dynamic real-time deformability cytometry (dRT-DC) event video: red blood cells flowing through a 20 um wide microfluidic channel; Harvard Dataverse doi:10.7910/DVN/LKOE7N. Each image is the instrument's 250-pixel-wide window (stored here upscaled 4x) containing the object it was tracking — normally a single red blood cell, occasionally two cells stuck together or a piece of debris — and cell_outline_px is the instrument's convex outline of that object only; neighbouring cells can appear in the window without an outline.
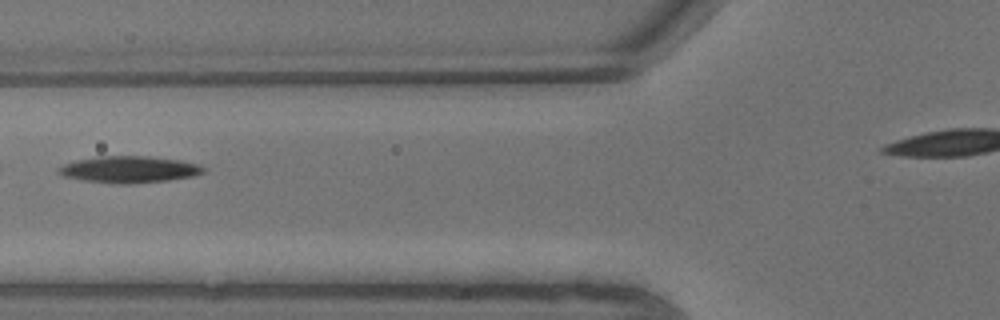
{"species": "common noctule bat (a hibernating species)", "species_latin": "Nyctalus noctula", "temperature_condition": "warm", "stored_images_in_passage": 10, "camera_frame_rate_fps": 3000, "um_per_image_px": 0.085, "animal": {"sex": "male", "body_mass_g": 13.3}, "frame": {"image": 1, "passage_image": 7, "time_ms": 2.0, "image_size_px": [1000, 320], "cell_outline_px": [[204, 172], [192, 176], [168, 180], [124, 184], [84, 180], [64, 176], [56, 172], [56, 168], [64, 164], [76, 160], [96, 156], [148, 156], [180, 160], [200, 164], [204, 168]], "centroid_in_image_um": [10.96, 14.39], "position_along_channel_um": 114.8, "area_um2": 22.37}}
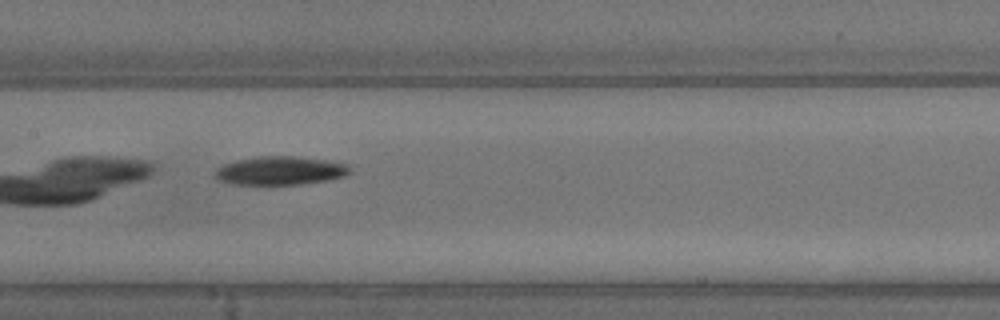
{"frame": {"image": 2, "passage_image": 9, "time_ms": 2.667, "image_size_px": [1000, 320], "cell_outline_px": [[352, 172], [344, 176], [328, 180], [300, 184], [232, 184], [216, 180], [216, 168], [224, 164], [236, 160], [256, 156], [292, 156], [324, 160], [348, 164], [352, 168]], "centroid_in_image_um": [23.82, 14.5], "position_along_channel_um": 183.6, "area_um2": 22.43}}